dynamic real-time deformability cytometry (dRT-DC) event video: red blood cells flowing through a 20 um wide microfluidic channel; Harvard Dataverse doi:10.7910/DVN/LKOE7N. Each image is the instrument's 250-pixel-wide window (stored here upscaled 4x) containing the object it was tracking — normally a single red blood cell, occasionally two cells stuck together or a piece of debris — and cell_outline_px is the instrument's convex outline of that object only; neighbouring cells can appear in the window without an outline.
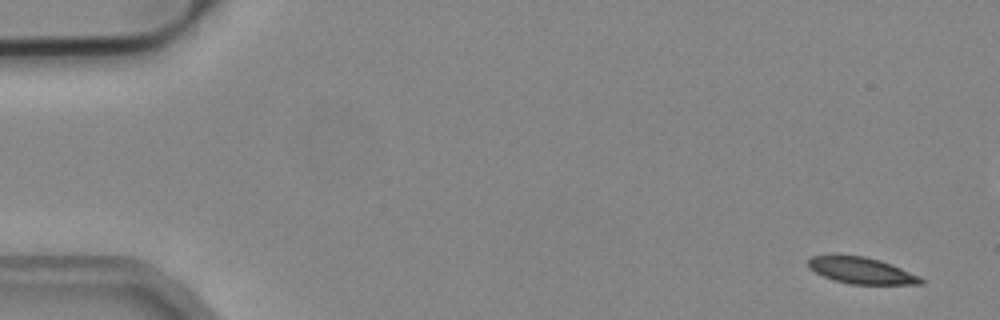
{"species": "common noctule bat (a hibernating species)", "species_latin": "Nyctalus noctula", "temperature_condition": "cold", "stored_images_in_passage": 41, "camera_frame_rate_fps": 3000, "um_per_image_px": 0.085, "animal": {"sex": "male", "body_mass_g": 19.2, "forearm_length_mm": 51.8}, "frame": {"image": 1, "passage_image": 3, "time_ms": 0.667, "image_size_px": [1000, 320], "cell_outline_px": [[924, 284], [848, 284], [832, 280], [808, 268], [808, 260], [812, 256], [836, 252], [864, 256], [880, 260], [920, 276], [924, 280]], "centroid_in_image_um": [73.14, 22.96], "position_along_channel_um": 11.9, "area_um2": 17.86}}